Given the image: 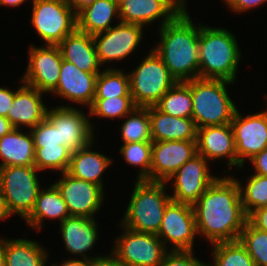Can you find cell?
I'll use <instances>...</instances> for the list:
<instances>
[{
  "label": "cell",
  "instance_id": "1",
  "mask_svg": "<svg viewBox=\"0 0 267 266\" xmlns=\"http://www.w3.org/2000/svg\"><path fill=\"white\" fill-rule=\"evenodd\" d=\"M192 207L197 233L210 244L239 240L247 215L233 175L218 177Z\"/></svg>",
  "mask_w": 267,
  "mask_h": 266
},
{
  "label": "cell",
  "instance_id": "2",
  "mask_svg": "<svg viewBox=\"0 0 267 266\" xmlns=\"http://www.w3.org/2000/svg\"><path fill=\"white\" fill-rule=\"evenodd\" d=\"M178 14L159 29L160 41L153 50L177 82L199 78V23Z\"/></svg>",
  "mask_w": 267,
  "mask_h": 266
},
{
  "label": "cell",
  "instance_id": "3",
  "mask_svg": "<svg viewBox=\"0 0 267 266\" xmlns=\"http://www.w3.org/2000/svg\"><path fill=\"white\" fill-rule=\"evenodd\" d=\"M235 34L199 24V78L235 82L242 52Z\"/></svg>",
  "mask_w": 267,
  "mask_h": 266
},
{
  "label": "cell",
  "instance_id": "4",
  "mask_svg": "<svg viewBox=\"0 0 267 266\" xmlns=\"http://www.w3.org/2000/svg\"><path fill=\"white\" fill-rule=\"evenodd\" d=\"M166 182L136 180L121 224L129 229L158 234L166 206L172 200Z\"/></svg>",
  "mask_w": 267,
  "mask_h": 266
},
{
  "label": "cell",
  "instance_id": "5",
  "mask_svg": "<svg viewBox=\"0 0 267 266\" xmlns=\"http://www.w3.org/2000/svg\"><path fill=\"white\" fill-rule=\"evenodd\" d=\"M230 84L234 83L223 79L191 80L192 119L197 129L231 123L237 107L226 88Z\"/></svg>",
  "mask_w": 267,
  "mask_h": 266
},
{
  "label": "cell",
  "instance_id": "6",
  "mask_svg": "<svg viewBox=\"0 0 267 266\" xmlns=\"http://www.w3.org/2000/svg\"><path fill=\"white\" fill-rule=\"evenodd\" d=\"M35 166L0 167V196L9 216L25 220L33 211L41 186Z\"/></svg>",
  "mask_w": 267,
  "mask_h": 266
},
{
  "label": "cell",
  "instance_id": "7",
  "mask_svg": "<svg viewBox=\"0 0 267 266\" xmlns=\"http://www.w3.org/2000/svg\"><path fill=\"white\" fill-rule=\"evenodd\" d=\"M129 75L130 93L136 107L155 106L177 81L151 48L149 54Z\"/></svg>",
  "mask_w": 267,
  "mask_h": 266
},
{
  "label": "cell",
  "instance_id": "8",
  "mask_svg": "<svg viewBox=\"0 0 267 266\" xmlns=\"http://www.w3.org/2000/svg\"><path fill=\"white\" fill-rule=\"evenodd\" d=\"M31 23L44 45H58L77 29V14L65 0H32Z\"/></svg>",
  "mask_w": 267,
  "mask_h": 266
},
{
  "label": "cell",
  "instance_id": "9",
  "mask_svg": "<svg viewBox=\"0 0 267 266\" xmlns=\"http://www.w3.org/2000/svg\"><path fill=\"white\" fill-rule=\"evenodd\" d=\"M122 234L115 239L111 254L126 266H158L166 249L156 234L138 232L120 223Z\"/></svg>",
  "mask_w": 267,
  "mask_h": 266
},
{
  "label": "cell",
  "instance_id": "10",
  "mask_svg": "<svg viewBox=\"0 0 267 266\" xmlns=\"http://www.w3.org/2000/svg\"><path fill=\"white\" fill-rule=\"evenodd\" d=\"M196 235L193 207L171 200L166 206L157 234L166 249L171 244L169 251H193Z\"/></svg>",
  "mask_w": 267,
  "mask_h": 266
},
{
  "label": "cell",
  "instance_id": "11",
  "mask_svg": "<svg viewBox=\"0 0 267 266\" xmlns=\"http://www.w3.org/2000/svg\"><path fill=\"white\" fill-rule=\"evenodd\" d=\"M50 108L47 110L46 118L57 128L58 141L61 145L73 152L95 141L94 125L90 122L89 114L70 105Z\"/></svg>",
  "mask_w": 267,
  "mask_h": 266
},
{
  "label": "cell",
  "instance_id": "12",
  "mask_svg": "<svg viewBox=\"0 0 267 266\" xmlns=\"http://www.w3.org/2000/svg\"><path fill=\"white\" fill-rule=\"evenodd\" d=\"M209 161L202 155H195L184 163L169 179L173 187L172 200L193 206L206 189L218 178L211 175Z\"/></svg>",
  "mask_w": 267,
  "mask_h": 266
},
{
  "label": "cell",
  "instance_id": "13",
  "mask_svg": "<svg viewBox=\"0 0 267 266\" xmlns=\"http://www.w3.org/2000/svg\"><path fill=\"white\" fill-rule=\"evenodd\" d=\"M28 54V67L20 81L50 94L58 84L63 61L58 45H31Z\"/></svg>",
  "mask_w": 267,
  "mask_h": 266
},
{
  "label": "cell",
  "instance_id": "14",
  "mask_svg": "<svg viewBox=\"0 0 267 266\" xmlns=\"http://www.w3.org/2000/svg\"><path fill=\"white\" fill-rule=\"evenodd\" d=\"M144 27L119 21L107 31L93 35L101 66L127 58L142 41Z\"/></svg>",
  "mask_w": 267,
  "mask_h": 266
},
{
  "label": "cell",
  "instance_id": "15",
  "mask_svg": "<svg viewBox=\"0 0 267 266\" xmlns=\"http://www.w3.org/2000/svg\"><path fill=\"white\" fill-rule=\"evenodd\" d=\"M61 175L54 185L60 191L70 216L94 218L102 208L104 190L95 183L75 178L67 172Z\"/></svg>",
  "mask_w": 267,
  "mask_h": 266
},
{
  "label": "cell",
  "instance_id": "16",
  "mask_svg": "<svg viewBox=\"0 0 267 266\" xmlns=\"http://www.w3.org/2000/svg\"><path fill=\"white\" fill-rule=\"evenodd\" d=\"M231 125L234 131L237 167L242 168L246 159H251L267 148V116L262 111L244 117L237 109Z\"/></svg>",
  "mask_w": 267,
  "mask_h": 266
},
{
  "label": "cell",
  "instance_id": "17",
  "mask_svg": "<svg viewBox=\"0 0 267 266\" xmlns=\"http://www.w3.org/2000/svg\"><path fill=\"white\" fill-rule=\"evenodd\" d=\"M197 154L196 140L152 141L150 181L167 182Z\"/></svg>",
  "mask_w": 267,
  "mask_h": 266
},
{
  "label": "cell",
  "instance_id": "18",
  "mask_svg": "<svg viewBox=\"0 0 267 266\" xmlns=\"http://www.w3.org/2000/svg\"><path fill=\"white\" fill-rule=\"evenodd\" d=\"M98 74L82 71L73 63L63 60L58 84L51 93L90 108L96 94Z\"/></svg>",
  "mask_w": 267,
  "mask_h": 266
},
{
  "label": "cell",
  "instance_id": "19",
  "mask_svg": "<svg viewBox=\"0 0 267 266\" xmlns=\"http://www.w3.org/2000/svg\"><path fill=\"white\" fill-rule=\"evenodd\" d=\"M197 153L208 161L227 158L230 167H237L234 131L231 123L197 129Z\"/></svg>",
  "mask_w": 267,
  "mask_h": 266
},
{
  "label": "cell",
  "instance_id": "20",
  "mask_svg": "<svg viewBox=\"0 0 267 266\" xmlns=\"http://www.w3.org/2000/svg\"><path fill=\"white\" fill-rule=\"evenodd\" d=\"M22 83L15 92L6 118L13 128L23 129L24 126L31 130L46 118L48 109L42 100L43 92Z\"/></svg>",
  "mask_w": 267,
  "mask_h": 266
},
{
  "label": "cell",
  "instance_id": "21",
  "mask_svg": "<svg viewBox=\"0 0 267 266\" xmlns=\"http://www.w3.org/2000/svg\"><path fill=\"white\" fill-rule=\"evenodd\" d=\"M95 218L70 216L60 223L61 238L66 250L83 260L97 259L102 256L89 257L87 253L98 241V226ZM83 257V258H82Z\"/></svg>",
  "mask_w": 267,
  "mask_h": 266
},
{
  "label": "cell",
  "instance_id": "22",
  "mask_svg": "<svg viewBox=\"0 0 267 266\" xmlns=\"http://www.w3.org/2000/svg\"><path fill=\"white\" fill-rule=\"evenodd\" d=\"M118 7L121 22L143 27L162 18L160 28L178 15L166 0H127Z\"/></svg>",
  "mask_w": 267,
  "mask_h": 266
},
{
  "label": "cell",
  "instance_id": "23",
  "mask_svg": "<svg viewBox=\"0 0 267 266\" xmlns=\"http://www.w3.org/2000/svg\"><path fill=\"white\" fill-rule=\"evenodd\" d=\"M58 47L63 60L73 63L80 70L88 73L101 72L93 35L76 29L67 35Z\"/></svg>",
  "mask_w": 267,
  "mask_h": 266
},
{
  "label": "cell",
  "instance_id": "24",
  "mask_svg": "<svg viewBox=\"0 0 267 266\" xmlns=\"http://www.w3.org/2000/svg\"><path fill=\"white\" fill-rule=\"evenodd\" d=\"M152 141L197 140V127L192 118H179L149 107Z\"/></svg>",
  "mask_w": 267,
  "mask_h": 266
},
{
  "label": "cell",
  "instance_id": "25",
  "mask_svg": "<svg viewBox=\"0 0 267 266\" xmlns=\"http://www.w3.org/2000/svg\"><path fill=\"white\" fill-rule=\"evenodd\" d=\"M94 141L84 148L72 152L67 173L75 178L86 180L99 185L102 189L101 176L111 165V158L92 150Z\"/></svg>",
  "mask_w": 267,
  "mask_h": 266
},
{
  "label": "cell",
  "instance_id": "26",
  "mask_svg": "<svg viewBox=\"0 0 267 266\" xmlns=\"http://www.w3.org/2000/svg\"><path fill=\"white\" fill-rule=\"evenodd\" d=\"M0 167L34 166L35 148L31 132L13 128L0 138Z\"/></svg>",
  "mask_w": 267,
  "mask_h": 266
},
{
  "label": "cell",
  "instance_id": "27",
  "mask_svg": "<svg viewBox=\"0 0 267 266\" xmlns=\"http://www.w3.org/2000/svg\"><path fill=\"white\" fill-rule=\"evenodd\" d=\"M68 217H70L68 207L60 191L52 184L48 188L40 190L33 211L24 221L32 229L40 231L45 218L58 219V222L61 223Z\"/></svg>",
  "mask_w": 267,
  "mask_h": 266
},
{
  "label": "cell",
  "instance_id": "28",
  "mask_svg": "<svg viewBox=\"0 0 267 266\" xmlns=\"http://www.w3.org/2000/svg\"><path fill=\"white\" fill-rule=\"evenodd\" d=\"M5 266H45L49 252L38 241L2 237Z\"/></svg>",
  "mask_w": 267,
  "mask_h": 266
},
{
  "label": "cell",
  "instance_id": "29",
  "mask_svg": "<svg viewBox=\"0 0 267 266\" xmlns=\"http://www.w3.org/2000/svg\"><path fill=\"white\" fill-rule=\"evenodd\" d=\"M119 17V7L114 0H96L77 14V29L95 35L112 27L113 18Z\"/></svg>",
  "mask_w": 267,
  "mask_h": 266
},
{
  "label": "cell",
  "instance_id": "30",
  "mask_svg": "<svg viewBox=\"0 0 267 266\" xmlns=\"http://www.w3.org/2000/svg\"><path fill=\"white\" fill-rule=\"evenodd\" d=\"M160 111L179 118H192L191 80L177 82L155 105Z\"/></svg>",
  "mask_w": 267,
  "mask_h": 266
},
{
  "label": "cell",
  "instance_id": "31",
  "mask_svg": "<svg viewBox=\"0 0 267 266\" xmlns=\"http://www.w3.org/2000/svg\"><path fill=\"white\" fill-rule=\"evenodd\" d=\"M119 96H131L128 73L119 68L101 70L96 80V94L94 99H106Z\"/></svg>",
  "mask_w": 267,
  "mask_h": 266
},
{
  "label": "cell",
  "instance_id": "32",
  "mask_svg": "<svg viewBox=\"0 0 267 266\" xmlns=\"http://www.w3.org/2000/svg\"><path fill=\"white\" fill-rule=\"evenodd\" d=\"M123 118L121 137L123 143L152 141L149 107H135Z\"/></svg>",
  "mask_w": 267,
  "mask_h": 266
},
{
  "label": "cell",
  "instance_id": "33",
  "mask_svg": "<svg viewBox=\"0 0 267 266\" xmlns=\"http://www.w3.org/2000/svg\"><path fill=\"white\" fill-rule=\"evenodd\" d=\"M213 245L211 259L207 266H255L245 246L239 241L218 242Z\"/></svg>",
  "mask_w": 267,
  "mask_h": 266
},
{
  "label": "cell",
  "instance_id": "34",
  "mask_svg": "<svg viewBox=\"0 0 267 266\" xmlns=\"http://www.w3.org/2000/svg\"><path fill=\"white\" fill-rule=\"evenodd\" d=\"M249 178V179H248ZM246 185L237 180L243 210L247 217L255 210L267 205V176L253 174L248 176Z\"/></svg>",
  "mask_w": 267,
  "mask_h": 266
},
{
  "label": "cell",
  "instance_id": "35",
  "mask_svg": "<svg viewBox=\"0 0 267 266\" xmlns=\"http://www.w3.org/2000/svg\"><path fill=\"white\" fill-rule=\"evenodd\" d=\"M119 152L128 164L140 168L136 180L150 181L152 141L124 143Z\"/></svg>",
  "mask_w": 267,
  "mask_h": 266
},
{
  "label": "cell",
  "instance_id": "36",
  "mask_svg": "<svg viewBox=\"0 0 267 266\" xmlns=\"http://www.w3.org/2000/svg\"><path fill=\"white\" fill-rule=\"evenodd\" d=\"M72 151L61 144L58 146L35 148L34 166L39 170L67 172Z\"/></svg>",
  "mask_w": 267,
  "mask_h": 266
},
{
  "label": "cell",
  "instance_id": "37",
  "mask_svg": "<svg viewBox=\"0 0 267 266\" xmlns=\"http://www.w3.org/2000/svg\"><path fill=\"white\" fill-rule=\"evenodd\" d=\"M239 241L245 246L255 266H267V232L255 228L248 220Z\"/></svg>",
  "mask_w": 267,
  "mask_h": 266
},
{
  "label": "cell",
  "instance_id": "38",
  "mask_svg": "<svg viewBox=\"0 0 267 266\" xmlns=\"http://www.w3.org/2000/svg\"><path fill=\"white\" fill-rule=\"evenodd\" d=\"M132 96H119L106 99H94L92 106L88 109L89 117L118 118L122 119L134 108Z\"/></svg>",
  "mask_w": 267,
  "mask_h": 266
},
{
  "label": "cell",
  "instance_id": "39",
  "mask_svg": "<svg viewBox=\"0 0 267 266\" xmlns=\"http://www.w3.org/2000/svg\"><path fill=\"white\" fill-rule=\"evenodd\" d=\"M29 131L33 136L34 148L58 146L60 144L57 128L47 118Z\"/></svg>",
  "mask_w": 267,
  "mask_h": 266
},
{
  "label": "cell",
  "instance_id": "40",
  "mask_svg": "<svg viewBox=\"0 0 267 266\" xmlns=\"http://www.w3.org/2000/svg\"><path fill=\"white\" fill-rule=\"evenodd\" d=\"M193 251H168L158 266H207Z\"/></svg>",
  "mask_w": 267,
  "mask_h": 266
},
{
  "label": "cell",
  "instance_id": "41",
  "mask_svg": "<svg viewBox=\"0 0 267 266\" xmlns=\"http://www.w3.org/2000/svg\"><path fill=\"white\" fill-rule=\"evenodd\" d=\"M225 5L227 4L229 9L233 12L243 13L248 12L250 9H255L263 4H266L267 0H223ZM248 10V11H247Z\"/></svg>",
  "mask_w": 267,
  "mask_h": 266
},
{
  "label": "cell",
  "instance_id": "42",
  "mask_svg": "<svg viewBox=\"0 0 267 266\" xmlns=\"http://www.w3.org/2000/svg\"><path fill=\"white\" fill-rule=\"evenodd\" d=\"M247 220L255 228L267 232V205L253 211Z\"/></svg>",
  "mask_w": 267,
  "mask_h": 266
},
{
  "label": "cell",
  "instance_id": "43",
  "mask_svg": "<svg viewBox=\"0 0 267 266\" xmlns=\"http://www.w3.org/2000/svg\"><path fill=\"white\" fill-rule=\"evenodd\" d=\"M249 162L254 167V173L257 175L267 176V148L262 150L260 153L255 154Z\"/></svg>",
  "mask_w": 267,
  "mask_h": 266
},
{
  "label": "cell",
  "instance_id": "44",
  "mask_svg": "<svg viewBox=\"0 0 267 266\" xmlns=\"http://www.w3.org/2000/svg\"><path fill=\"white\" fill-rule=\"evenodd\" d=\"M15 92L9 88L0 87V116L7 117L8 110L14 100Z\"/></svg>",
  "mask_w": 267,
  "mask_h": 266
},
{
  "label": "cell",
  "instance_id": "45",
  "mask_svg": "<svg viewBox=\"0 0 267 266\" xmlns=\"http://www.w3.org/2000/svg\"><path fill=\"white\" fill-rule=\"evenodd\" d=\"M88 266H126L118 261L111 253L97 259H90Z\"/></svg>",
  "mask_w": 267,
  "mask_h": 266
},
{
  "label": "cell",
  "instance_id": "46",
  "mask_svg": "<svg viewBox=\"0 0 267 266\" xmlns=\"http://www.w3.org/2000/svg\"><path fill=\"white\" fill-rule=\"evenodd\" d=\"M72 10L78 14L86 6L93 4L96 0H65Z\"/></svg>",
  "mask_w": 267,
  "mask_h": 266
},
{
  "label": "cell",
  "instance_id": "47",
  "mask_svg": "<svg viewBox=\"0 0 267 266\" xmlns=\"http://www.w3.org/2000/svg\"><path fill=\"white\" fill-rule=\"evenodd\" d=\"M178 14H188L186 1L187 0H166Z\"/></svg>",
  "mask_w": 267,
  "mask_h": 266
},
{
  "label": "cell",
  "instance_id": "48",
  "mask_svg": "<svg viewBox=\"0 0 267 266\" xmlns=\"http://www.w3.org/2000/svg\"><path fill=\"white\" fill-rule=\"evenodd\" d=\"M50 266H88V260H79L75 258H71V259H65V261L63 260V263L61 264H56V263H52Z\"/></svg>",
  "mask_w": 267,
  "mask_h": 266
},
{
  "label": "cell",
  "instance_id": "49",
  "mask_svg": "<svg viewBox=\"0 0 267 266\" xmlns=\"http://www.w3.org/2000/svg\"><path fill=\"white\" fill-rule=\"evenodd\" d=\"M12 129L13 126L10 121L4 116H0V138L9 133Z\"/></svg>",
  "mask_w": 267,
  "mask_h": 266
},
{
  "label": "cell",
  "instance_id": "50",
  "mask_svg": "<svg viewBox=\"0 0 267 266\" xmlns=\"http://www.w3.org/2000/svg\"><path fill=\"white\" fill-rule=\"evenodd\" d=\"M28 0H0V6H11V7H17L22 5L24 2Z\"/></svg>",
  "mask_w": 267,
  "mask_h": 266
},
{
  "label": "cell",
  "instance_id": "51",
  "mask_svg": "<svg viewBox=\"0 0 267 266\" xmlns=\"http://www.w3.org/2000/svg\"><path fill=\"white\" fill-rule=\"evenodd\" d=\"M8 217H10V216L7 214L4 202L0 196V220H4Z\"/></svg>",
  "mask_w": 267,
  "mask_h": 266
},
{
  "label": "cell",
  "instance_id": "52",
  "mask_svg": "<svg viewBox=\"0 0 267 266\" xmlns=\"http://www.w3.org/2000/svg\"><path fill=\"white\" fill-rule=\"evenodd\" d=\"M0 266H5L4 253L2 251V238H0Z\"/></svg>",
  "mask_w": 267,
  "mask_h": 266
},
{
  "label": "cell",
  "instance_id": "53",
  "mask_svg": "<svg viewBox=\"0 0 267 266\" xmlns=\"http://www.w3.org/2000/svg\"><path fill=\"white\" fill-rule=\"evenodd\" d=\"M116 3H117V5L119 6L120 4H122V3H124L125 1H127V0H114Z\"/></svg>",
  "mask_w": 267,
  "mask_h": 266
},
{
  "label": "cell",
  "instance_id": "54",
  "mask_svg": "<svg viewBox=\"0 0 267 266\" xmlns=\"http://www.w3.org/2000/svg\"><path fill=\"white\" fill-rule=\"evenodd\" d=\"M266 96V100H267V95H265ZM264 113L266 114V116H267V108H266V110H264Z\"/></svg>",
  "mask_w": 267,
  "mask_h": 266
}]
</instances>
